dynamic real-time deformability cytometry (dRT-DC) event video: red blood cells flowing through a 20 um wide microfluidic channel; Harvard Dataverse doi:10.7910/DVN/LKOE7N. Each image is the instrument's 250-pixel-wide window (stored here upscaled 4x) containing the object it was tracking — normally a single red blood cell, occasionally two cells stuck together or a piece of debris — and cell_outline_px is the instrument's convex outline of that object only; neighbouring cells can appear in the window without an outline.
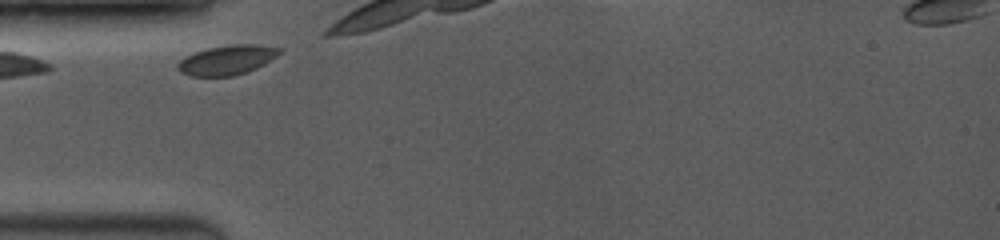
{"species": "common noctule bat (a hibernating species)", "species_latin": "Nyctalus noctula", "temperature_condition": "room temperature", "stored_images_in_passage": 4, "camera_frame_rate_fps": 3500, "um_per_image_px": 0.085, "animal": {"sex": "female", "body_mass_g": 19.0, "forearm_length_mm": 53.3}, "frame": {"image": 1, "passage_image": 1, "time_ms": 0.0, "image_size_px": [1000, 240], "cell_outline_px": [[284, 48], [276, 56], [264, 64], [256, 68], [232, 76], [192, 76], [180, 72], [176, 68], [176, 64], [184, 56], [208, 48], [232, 44], [256, 44]], "centroid_in_image_um": [19.28, 5.09], "position_along_channel_um": 65.7, "area_um2": 17.51}}